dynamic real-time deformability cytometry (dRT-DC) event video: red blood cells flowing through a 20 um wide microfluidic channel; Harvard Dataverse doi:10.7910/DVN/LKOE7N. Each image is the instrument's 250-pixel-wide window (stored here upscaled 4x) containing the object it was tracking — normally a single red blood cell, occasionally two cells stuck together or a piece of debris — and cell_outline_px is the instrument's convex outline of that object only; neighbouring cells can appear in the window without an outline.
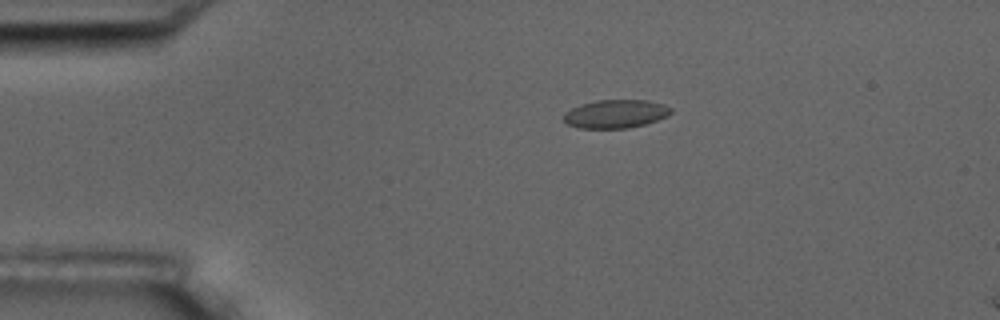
{"species": "common noctule bat (a hibernating species)", "species_latin": "Nyctalus noctula", "temperature_condition": "room temperature", "stored_images_in_passage": 5, "camera_frame_rate_fps": 3000, "um_per_image_px": 0.085, "animal": {"sex": "male", "body_mass_g": 17.5, "forearm_length_mm": 52.3}, "frame": {"image": 1, "passage_image": 4, "time_ms": 3.333, "image_size_px": [1000, 320], "cell_outline_px": [[672, 112], [668, 116], [644, 124], [628, 128], [580, 128], [568, 124], [564, 120], [564, 112], [580, 104], [596, 100], [648, 100], [664, 104], [672, 108]], "centroid_in_image_um": [52.34, 9.67], "position_along_channel_um": 32.7, "area_um2": 17.74}}